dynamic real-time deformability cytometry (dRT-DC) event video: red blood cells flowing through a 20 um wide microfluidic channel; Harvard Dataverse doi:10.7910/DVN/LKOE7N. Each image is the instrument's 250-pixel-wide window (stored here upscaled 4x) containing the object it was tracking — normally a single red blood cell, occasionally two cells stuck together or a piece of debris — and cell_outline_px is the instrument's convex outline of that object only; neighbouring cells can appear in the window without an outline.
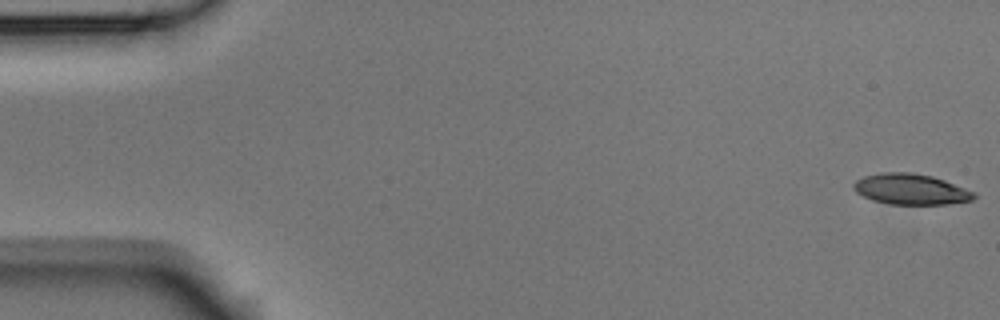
{"species": "Egyptian fruit bat (a non-hibernating species)", "species_latin": "Rousettus aegyptiacus", "temperature_condition": "room temperature", "stored_images_in_passage": 6, "camera_frame_rate_fps": 3000, "um_per_image_px": 0.085, "animal": {"sex": "male"}, "frame": {"image": 1, "passage_image": 1, "time_ms": 0.0, "image_size_px": [1000, 320], "cell_outline_px": [[976, 196], [972, 200], [948, 204], [888, 204], [872, 200], [856, 192], [852, 184], [856, 180], [864, 176], [884, 172], [908, 172], [932, 176], [944, 180], [976, 192]], "centroid_in_image_um": [77.42, 16.08], "position_along_channel_um": 7.6, "area_um2": 21.5}}